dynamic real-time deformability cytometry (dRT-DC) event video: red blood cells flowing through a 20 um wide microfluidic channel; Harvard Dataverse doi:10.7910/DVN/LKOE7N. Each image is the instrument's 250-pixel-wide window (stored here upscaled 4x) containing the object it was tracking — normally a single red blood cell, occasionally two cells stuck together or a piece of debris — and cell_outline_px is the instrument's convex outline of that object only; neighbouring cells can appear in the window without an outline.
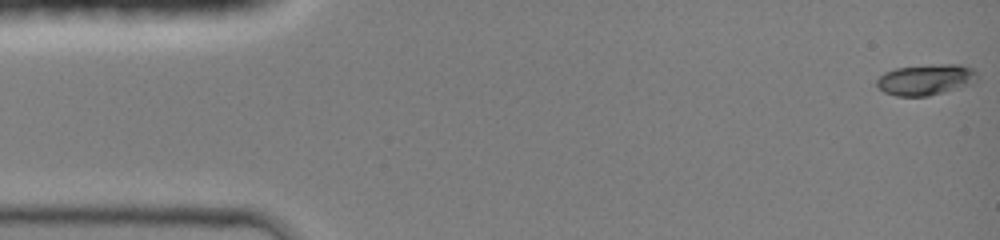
{"species": "common noctule bat (a hibernating species)", "species_latin": "Nyctalus noctula", "temperature_condition": "room temperature", "stored_images_in_passage": 12, "camera_frame_rate_fps": 3000, "um_per_image_px": 0.085, "animal": {"sex": "female", "body_mass_g": 19.0, "forearm_length_mm": 51.5}, "frame": {"image": 1, "passage_image": 1, "time_ms": 0.0, "image_size_px": [1000, 240], "cell_outline_px": [[976, 80], [972, 84], [944, 92], [928, 96], [896, 96], [884, 92], [876, 84], [876, 80], [884, 72], [896, 68], [940, 64], [960, 64], [972, 68], [976, 72]], "centroid_in_image_um": [78.69, 6.77], "position_along_channel_um": 6.3, "area_um2": 18.03}}
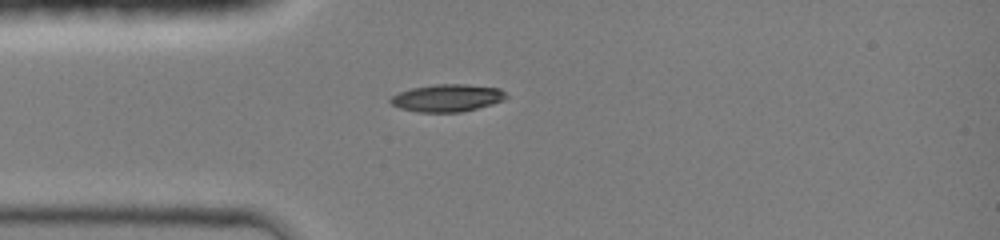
{"frame": {"image": 2, "passage_image": 9, "time_ms": 3.667, "image_size_px": [1000, 240], "cell_outline_px": [[508, 96], [504, 100], [492, 104], [460, 112], [420, 112], [400, 108], [392, 104], [388, 100], [396, 92], [412, 88], [436, 84], [464, 84], [500, 88]], "centroid_in_image_um": [38.0, 8.32], "position_along_channel_um": 47.0, "area_um2": 18.44}}
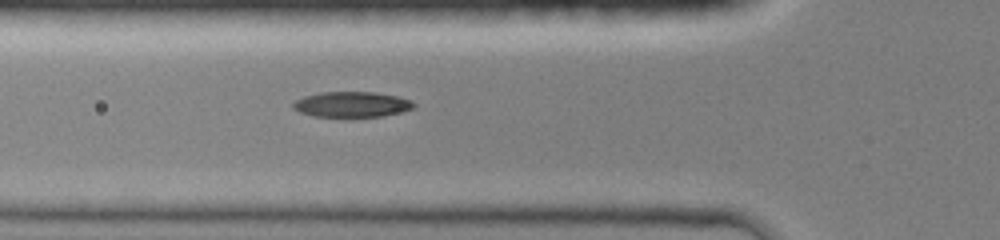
{"frame": {"image": 3, "passage_image": 12, "time_ms": 5.0, "image_size_px": [1000, 240], "cell_outline_px": [[416, 108], [404, 112], [384, 116], [312, 116], [300, 112], [292, 108], [292, 104], [296, 100], [304, 96], [320, 92], [372, 92], [396, 96], [412, 100], [416, 104]], "centroid_in_image_um": [29.94, 8.87], "position_along_channel_um": 95.9, "area_um2": 17.98}}